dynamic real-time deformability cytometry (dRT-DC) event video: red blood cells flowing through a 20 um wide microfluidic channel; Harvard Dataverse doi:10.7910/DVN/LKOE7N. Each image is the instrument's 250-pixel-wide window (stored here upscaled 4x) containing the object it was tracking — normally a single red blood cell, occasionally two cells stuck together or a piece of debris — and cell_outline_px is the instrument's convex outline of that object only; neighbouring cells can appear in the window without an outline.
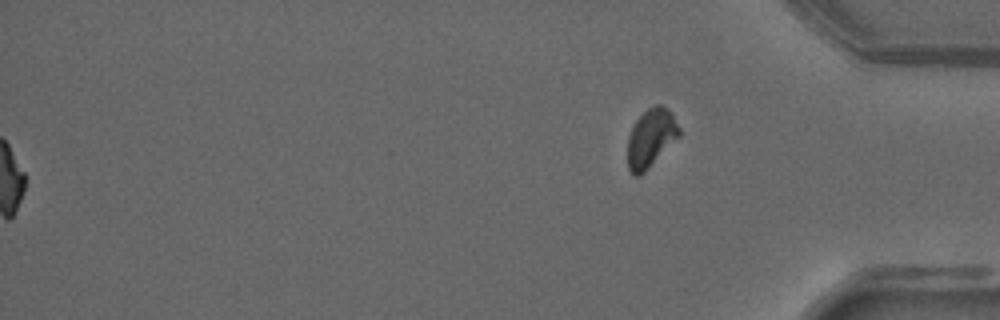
{"species": "common noctule bat (a hibernating species)", "species_latin": "Nyctalus noctula", "temperature_condition": "warm", "stored_images_in_passage": 55, "segment_of_instrument_passage": [2, 2], "camera_frame_rate_fps": 3000, "um_per_image_px": 0.085, "animal": {"sex": "male", "forearm_length_mm": 52.5}, "frame": {"image": 1, "passage_image": 55, "time_ms": 18.0, "image_size_px": [1000, 320], "cell_outline_px": [[680, 136], [640, 176], [632, 176], [628, 168], [628, 136], [636, 120], [648, 108], [656, 104], [660, 104], [672, 116], [680, 128]], "centroid_in_image_um": [55.3, 11.76], "position_along_channel_um": 379.9, "area_um2": 17.22}}